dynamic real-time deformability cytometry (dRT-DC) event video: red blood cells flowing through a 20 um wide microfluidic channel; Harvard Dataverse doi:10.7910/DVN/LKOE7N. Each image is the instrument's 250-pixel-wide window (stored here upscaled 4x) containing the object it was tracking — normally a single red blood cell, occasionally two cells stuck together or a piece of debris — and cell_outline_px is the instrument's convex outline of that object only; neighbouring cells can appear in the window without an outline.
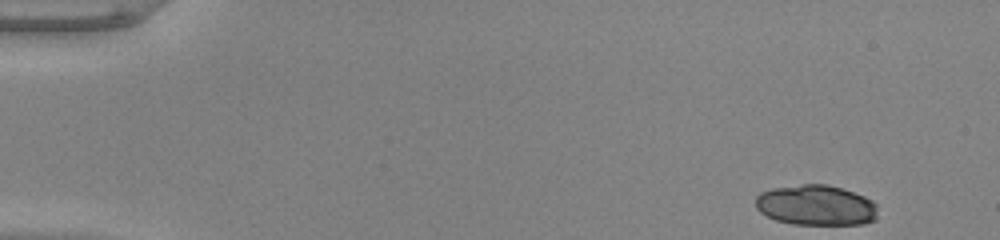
{"species": "common noctule bat (a hibernating species)", "species_latin": "Nyctalus noctula", "temperature_condition": "warm", "stored_images_in_passage": 49, "camera_frame_rate_fps": 3000, "um_per_image_px": 0.085, "animal": {"sex": "male", "body_mass_g": 20.0, "forearm_length_mm": 53.3}, "frame": {"image": 1, "passage_image": 1, "time_ms": 0.0, "image_size_px": [1000, 240], "cell_outline_px": [[876, 220], [864, 224], [792, 224], [776, 220], [760, 212], [756, 208], [756, 196], [760, 192], [772, 188], [800, 184], [828, 184], [864, 196], [872, 200], [876, 204]], "centroid_in_image_um": [69.35, 17.44], "position_along_channel_um": 15.7, "area_um2": 28.84}}
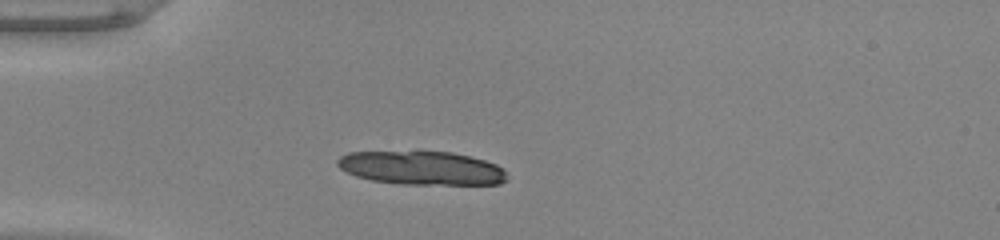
{"frame": {"image": 2, "passage_image": 12, "time_ms": 3.667, "image_size_px": [1000, 240], "cell_outline_px": [[508, 180], [500, 184], [400, 184], [372, 180], [356, 176], [340, 168], [336, 164], [336, 160], [340, 156], [348, 152], [452, 152], [484, 160], [496, 164], [504, 168]], "centroid_in_image_um": [35.86, 14.29], "position_along_channel_um": 49.1, "area_um2": 33.12}}
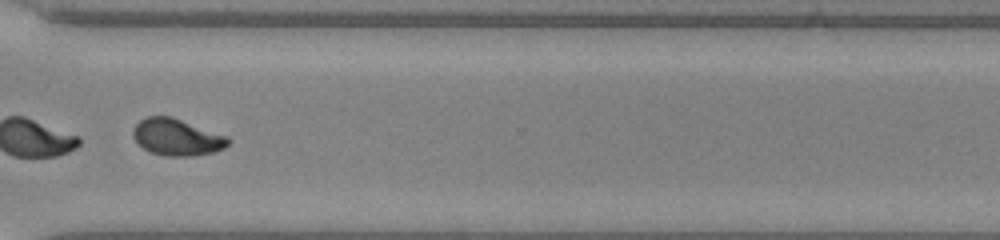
{"frame": {"image": 3, "passage_image": 37, "time_ms": 12.0, "image_size_px": [1000, 240], "cell_outline_px": [[232, 140], [224, 148], [212, 152], [192, 156], [164, 156], [152, 152], [144, 148], [132, 136], [132, 128], [140, 120], [148, 116], [172, 116], [228, 136]], "centroid_in_image_um": [15.04, 11.65], "position_along_channel_um": 355.6, "area_um2": 20.4}, "authors_computed_cell_mechanics": {"area_um2": 28.8422, "velocity_mm_per_s": 3.9782, "shape_relaxation_time_tau1_ms": null, "shape_relaxation_time_tau2_ms": 1.115, "deformation_change_tau1": null, "deformation_change_tau2": 0.0571}}